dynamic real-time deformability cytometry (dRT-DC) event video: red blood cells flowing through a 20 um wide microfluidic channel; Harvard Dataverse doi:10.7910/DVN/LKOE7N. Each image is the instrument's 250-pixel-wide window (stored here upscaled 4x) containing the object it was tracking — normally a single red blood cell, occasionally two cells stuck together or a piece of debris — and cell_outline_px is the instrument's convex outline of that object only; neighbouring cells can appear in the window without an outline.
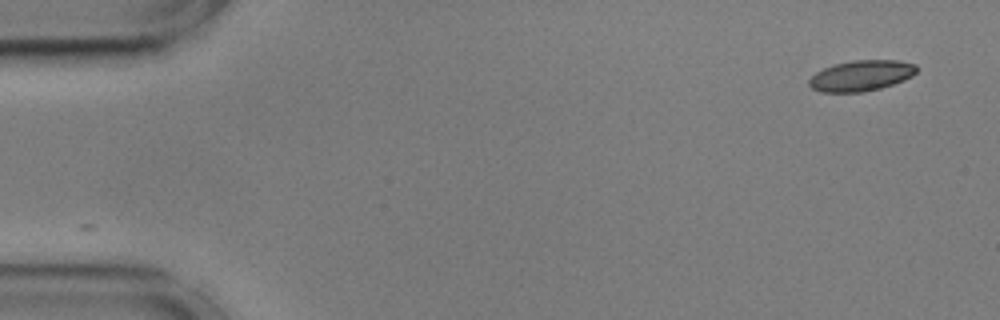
{"species": "common noctule bat (a hibernating species)", "species_latin": "Nyctalus noctula", "temperature_condition": "cold", "stored_images_in_passage": 54, "camera_frame_rate_fps": 3000, "um_per_image_px": 0.085, "animal": {"sex": "male", "body_mass_g": 17.9, "forearm_length_mm": 54.2}, "frame": {"image": 1, "passage_image": 1, "time_ms": 0.0, "image_size_px": [1000, 320], "cell_outline_px": [[916, 72], [912, 76], [904, 80], [880, 88], [860, 92], [820, 92], [812, 88], [808, 84], [808, 80], [816, 72], [824, 68], [836, 64], [852, 60], [896, 60], [916, 64]], "centroid_in_image_um": [73.19, 6.43], "position_along_channel_um": 11.8, "area_um2": 19.13}}
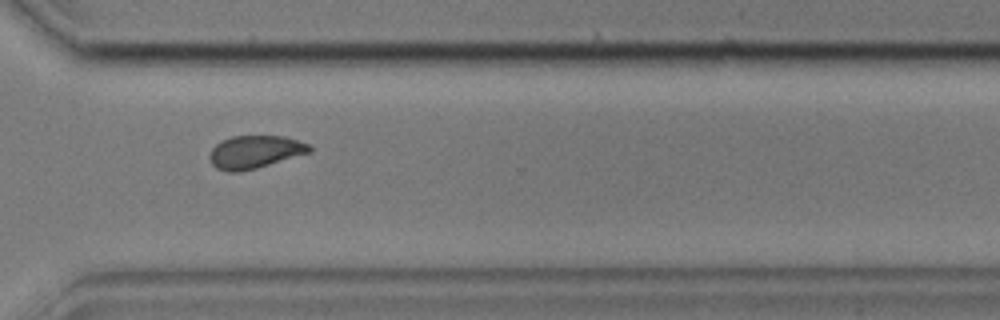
{"frame": {"image": 2, "passage_image": 39, "time_ms": 12.667, "image_size_px": [1000, 320], "cell_outline_px": [[312, 152], [256, 168], [236, 172], [228, 172], [216, 168], [212, 164], [208, 156], [212, 148], [220, 140], [232, 136], [284, 136], [312, 144]], "centroid_in_image_um": [21.68, 12.9], "position_along_channel_um": 348.9, "area_um2": 19.31}}
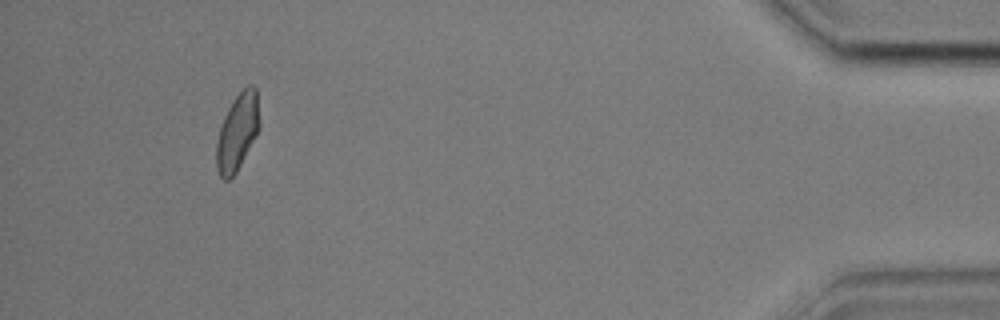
{"frame": {"image": 3, "passage_image": 50, "time_ms": 16.333, "image_size_px": [1000, 320], "cell_outline_px": [[260, 124], [256, 136], [236, 172], [228, 180], [224, 180], [220, 176], [216, 168], [216, 144], [220, 128], [224, 116], [232, 100], [248, 84], [252, 84], [256, 88]], "centroid_in_image_um": [20.18, 11.21], "position_along_channel_um": 415.0, "area_um2": 19.19}, "authors_computed_cell_mechanics": {"area_um2": 19.363, "velocity_mm_per_s": 3.581, "shape_relaxation_time_tau1_ms": 10.3027, "shape_relaxation_time_tau2_ms": 2.469, "deformation_change_tau1": 0.166, "deformation_change_tau2": 0.0709}}